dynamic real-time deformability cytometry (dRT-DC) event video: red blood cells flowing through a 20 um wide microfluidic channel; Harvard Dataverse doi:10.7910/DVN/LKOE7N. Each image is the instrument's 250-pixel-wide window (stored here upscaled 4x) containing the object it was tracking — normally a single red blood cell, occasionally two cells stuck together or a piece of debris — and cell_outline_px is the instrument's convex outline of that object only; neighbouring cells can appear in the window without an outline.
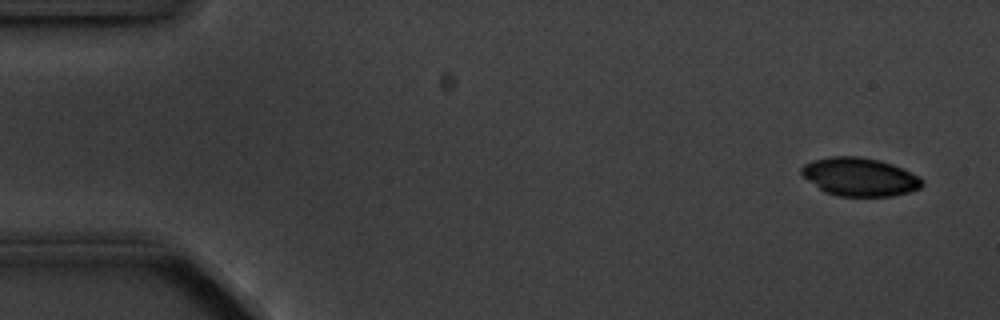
{"species": "common noctule bat (a hibernating species)", "species_latin": "Nyctalus noctula", "temperature_condition": "cold", "stored_images_in_passage": 4, "camera_frame_rate_fps": 3000, "um_per_image_px": 0.085, "animal": {"sex": "male", "body_mass_g": 20.1, "forearm_length_mm": 53.5}, "frame": {"image": 1, "passage_image": 1, "time_ms": 0.0, "image_size_px": [1000, 320], "cell_outline_px": [[924, 184], [920, 188], [908, 192], [892, 196], [836, 196], [824, 192], [804, 176], [800, 172], [800, 168], [804, 164], [812, 160], [832, 156], [860, 156], [880, 160], [904, 168], [916, 176]], "centroid_in_image_um": [73.05, 15.03], "position_along_channel_um": 12.0, "area_um2": 26.88}}
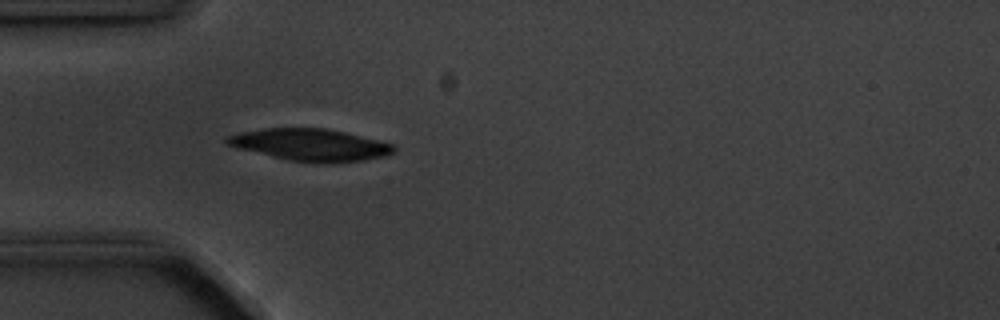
{"frame": {"image": 2, "passage_image": 4, "time_ms": 4.333, "image_size_px": [1000, 320], "cell_outline_px": [[396, 152], [384, 156], [364, 160], [328, 164], [320, 164], [288, 160], [236, 148], [228, 144], [224, 140], [224, 136], [240, 132], [268, 128], [324, 128], [344, 132], [380, 140], [392, 144], [396, 148]], "centroid_in_image_um": [26.38, 12.32], "position_along_channel_um": 58.6, "area_um2": 31.39}}